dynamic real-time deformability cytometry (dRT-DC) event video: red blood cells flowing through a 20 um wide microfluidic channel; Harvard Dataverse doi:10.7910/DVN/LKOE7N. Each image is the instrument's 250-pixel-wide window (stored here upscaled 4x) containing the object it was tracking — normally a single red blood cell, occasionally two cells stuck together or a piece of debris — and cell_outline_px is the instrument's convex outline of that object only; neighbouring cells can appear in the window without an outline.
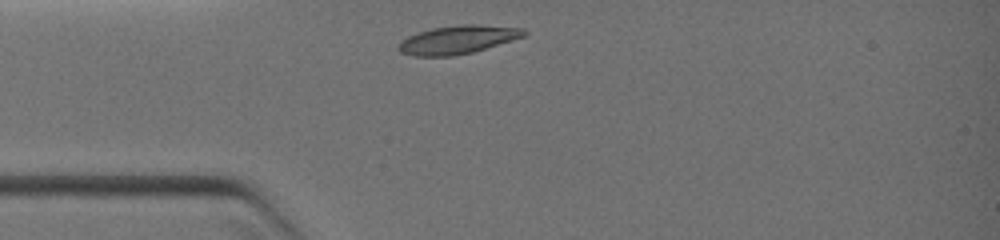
{"species": "common noctule bat (a hibernating species)", "species_latin": "Nyctalus noctula", "temperature_condition": "warm", "stored_images_in_passage": 29, "camera_frame_rate_fps": 3000, "um_per_image_px": 0.085, "animal": {"sex": "female", "body_mass_g": 19.0, "forearm_length_mm": 51.5}, "frame": {"image": 1, "passage_image": 1, "time_ms": 0.0, "image_size_px": [1000, 240], "cell_outline_px": [[528, 32], [524, 36], [512, 40], [472, 52], [452, 56], [412, 56], [400, 52], [396, 48], [396, 44], [400, 40], [408, 36], [432, 28], [464, 24], [476, 24], [524, 28]], "centroid_in_image_um": [38.86, 3.37], "position_along_channel_um": 46.1, "area_um2": 20.75}}
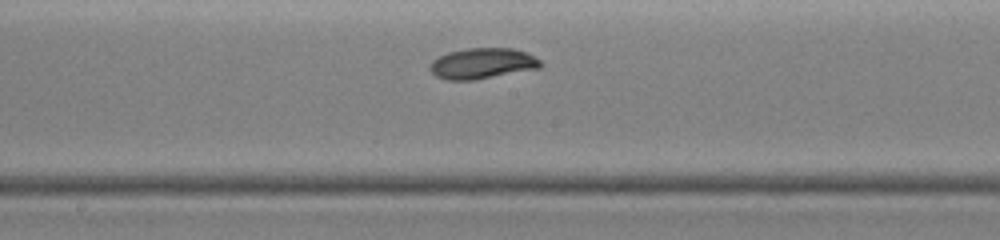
{"frame": {"image": 2, "passage_image": 14, "time_ms": 3.333, "image_size_px": [1000, 240], "cell_outline_px": [[544, 64], [540, 68], [476, 80], [444, 80], [436, 76], [432, 72], [432, 60], [448, 52], [464, 48], [512, 48], [528, 52], [540, 60]], "centroid_in_image_um": [41.05, 5.39], "position_along_channel_um": 207.1, "area_um2": 19.94}}
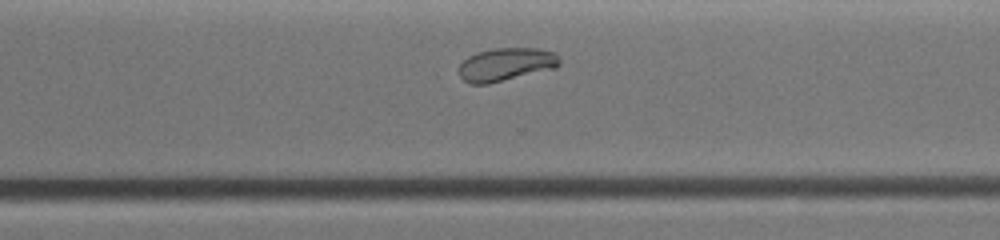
{"frame": {"image": 3, "passage_image": 23, "time_ms": 5.667, "image_size_px": [1000, 240], "cell_outline_px": [[560, 64], [556, 68], [488, 84], [468, 84], [460, 76], [460, 64], [468, 56], [480, 52], [496, 48], [536, 48], [556, 52], [560, 56]], "centroid_in_image_um": [43.05, 5.48], "position_along_channel_um": 327.5, "area_um2": 19.42}}